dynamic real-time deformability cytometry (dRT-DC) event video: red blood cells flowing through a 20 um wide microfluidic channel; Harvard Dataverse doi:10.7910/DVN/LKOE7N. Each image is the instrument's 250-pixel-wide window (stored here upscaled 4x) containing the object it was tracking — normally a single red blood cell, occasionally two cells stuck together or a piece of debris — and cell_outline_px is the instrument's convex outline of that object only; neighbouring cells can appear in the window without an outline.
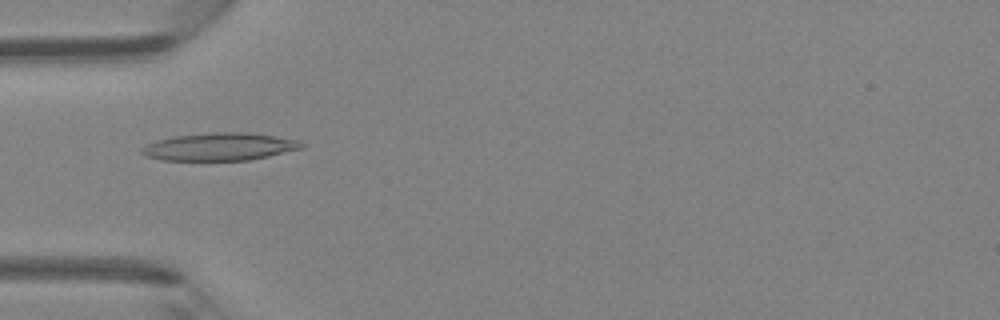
{"species": "Egyptian fruit bat (a non-hibernating species)", "species_latin": "Rousettus aegyptiacus", "temperature_condition": "room temperature", "stored_images_in_passage": 45, "camera_frame_rate_fps": 3000, "um_per_image_px": 0.085, "animal": {"sex": "female"}, "frame": {"image": 1, "passage_image": 14, "time_ms": 4.333, "image_size_px": [1000, 320], "cell_outline_px": [[304, 148], [268, 156], [248, 160], [164, 160], [144, 156], [140, 152], [140, 148], [156, 140], [172, 136], [208, 132], [248, 132], [300, 140], [304, 144]], "centroid_in_image_um": [18.65, 12.46], "position_along_channel_um": 66.3, "area_um2": 25.95}}
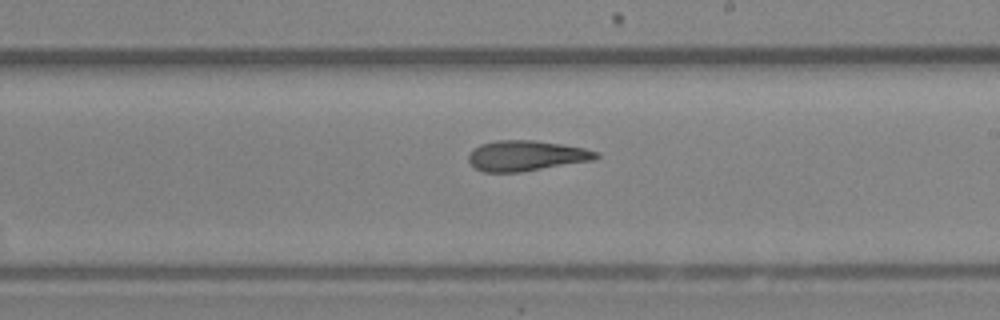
{"frame": {"image": 2, "passage_image": 26, "time_ms": 8.333, "image_size_px": [1000, 320], "cell_outline_px": [[600, 156], [592, 160], [520, 172], [484, 172], [476, 168], [468, 160], [468, 156], [480, 144], [496, 140], [532, 140], [560, 144], [584, 148], [596, 152]], "centroid_in_image_um": [44.7, 13.23], "position_along_channel_um": 244.3, "area_um2": 22.2}}
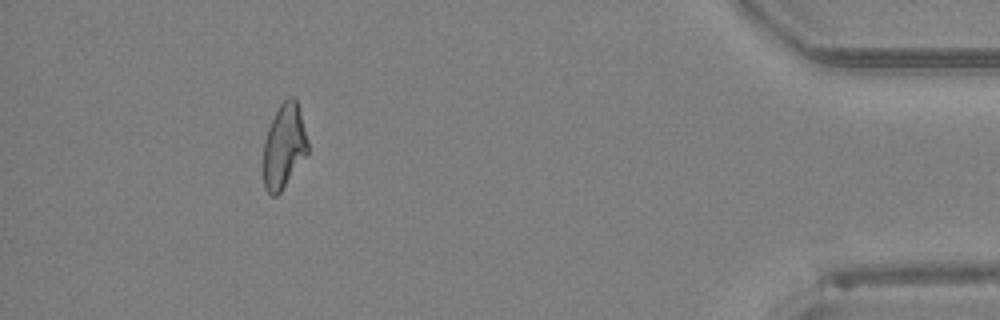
{"frame": {"image": 3, "passage_image": 41, "time_ms": 13.333, "image_size_px": [1000, 320], "cell_outline_px": [[308, 152], [280, 192], [276, 196], [272, 196], [264, 188], [264, 140], [268, 128], [280, 104], [288, 96], [296, 96], [300, 108], [308, 140]], "centroid_in_image_um": [24.16, 12.38], "position_along_channel_um": 411.0, "area_um2": 21.79}}